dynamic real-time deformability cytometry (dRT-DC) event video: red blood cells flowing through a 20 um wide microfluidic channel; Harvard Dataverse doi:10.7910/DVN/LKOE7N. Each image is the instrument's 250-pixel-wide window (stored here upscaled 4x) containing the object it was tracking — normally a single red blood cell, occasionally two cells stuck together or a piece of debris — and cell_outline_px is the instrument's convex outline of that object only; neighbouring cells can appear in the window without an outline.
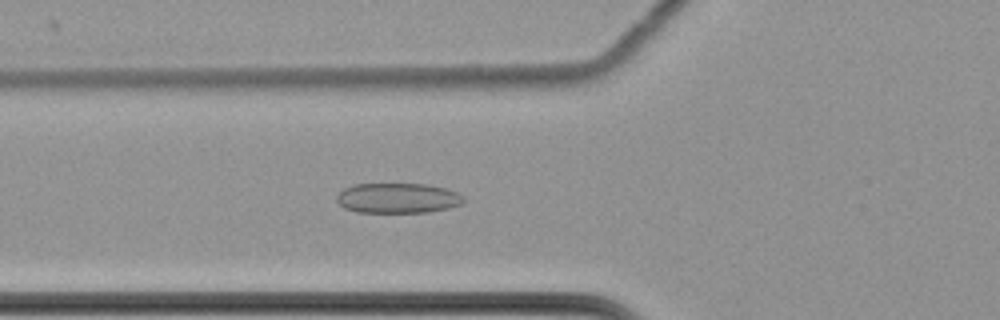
{"species": "common noctule bat (a hibernating species)", "species_latin": "Nyctalus noctula", "temperature_condition": "cold", "stored_images_in_passage": 51, "camera_frame_rate_fps": 3000, "um_per_image_px": 0.085, "animal": {"sex": "female", "body_mass_g": 22.7, "forearm_length_mm": 54.2}, "frame": {"image": 1, "passage_image": 20, "time_ms": 6.333, "image_size_px": [1000, 320], "cell_outline_px": [[464, 204], [448, 208], [428, 212], [356, 212], [344, 208], [336, 200], [336, 196], [344, 188], [352, 184], [428, 184], [448, 188], [460, 192], [464, 196]], "centroid_in_image_um": [33.86, 16.83], "position_along_channel_um": 91.9, "area_um2": 22.6}}
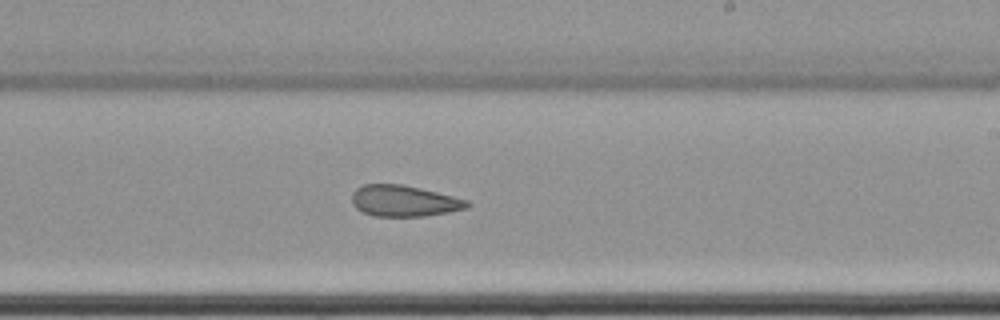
{"frame": {"image": 2, "passage_image": 34, "time_ms": 11.0, "image_size_px": [1000, 320], "cell_outline_px": [[472, 204], [468, 208], [448, 212], [424, 216], [372, 216], [356, 208], [352, 204], [352, 192], [356, 188], [364, 184], [400, 184], [420, 188], [468, 200]], "centroid_in_image_um": [34.33, 17.08], "position_along_channel_um": 254.7, "area_um2": 20.92}}
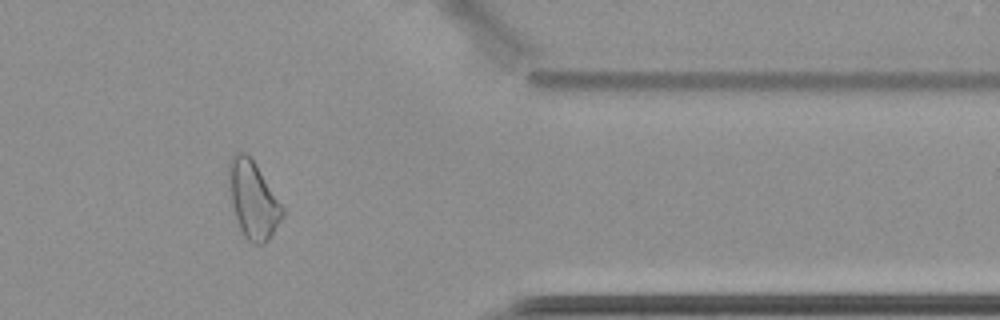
{"frame": {"image": 3, "passage_image": 47, "time_ms": 15.333, "image_size_px": [1000, 320], "cell_outline_px": [[284, 216], [268, 240], [264, 244], [252, 244], [244, 236], [240, 228], [232, 204], [228, 176], [228, 160], [236, 152], [244, 152], [256, 164], [284, 208]], "centroid_in_image_um": [21.51, 16.98], "position_along_channel_um": 389.9, "area_um2": 23.93}, "authors_computed_cell_mechanics": {"area_um2": 23.0622, "velocity_mm_per_s": 3.4891, "shape_relaxation_time_tau1_ms": null, "shape_relaxation_time_tau2_ms": 3.4314, "deformation_change_tau1": null, "deformation_change_tau2": 0.1106}}